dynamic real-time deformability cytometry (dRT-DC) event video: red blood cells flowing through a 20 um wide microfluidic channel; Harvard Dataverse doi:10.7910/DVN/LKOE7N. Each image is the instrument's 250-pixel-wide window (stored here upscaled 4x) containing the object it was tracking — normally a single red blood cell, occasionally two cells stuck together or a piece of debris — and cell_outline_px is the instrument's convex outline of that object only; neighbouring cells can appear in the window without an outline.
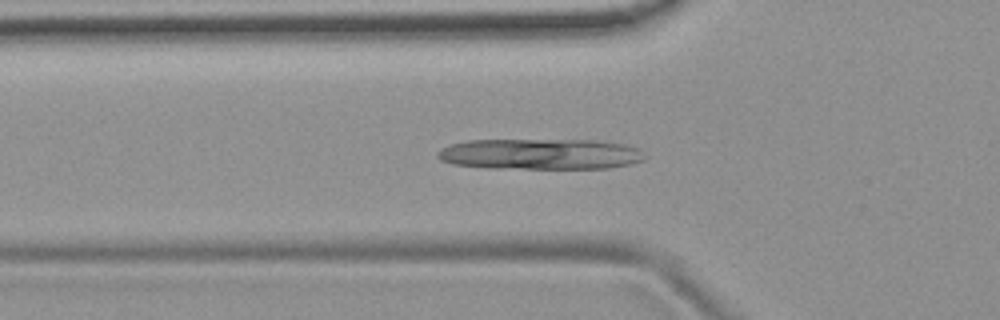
{"species": "common noctule bat (a hibernating species)", "species_latin": "Nyctalus noctula", "temperature_condition": "room temperature", "stored_images_in_passage": 47, "camera_frame_rate_fps": 3000, "um_per_image_px": 0.085, "animal": {"sex": "female", "body_mass_g": 19.9}, "frame": {"image": 1, "passage_image": 12, "time_ms": 3.667, "image_size_px": [1000, 320], "cell_outline_px": [[648, 156], [644, 160], [632, 164], [608, 168], [488, 168], [452, 164], [440, 160], [436, 156], [436, 152], [440, 148], [452, 144], [468, 140], [596, 140], [624, 144], [640, 148]], "centroid_in_image_um": [45.95, 13.09], "position_along_channel_um": 79.8, "area_um2": 37.57}}
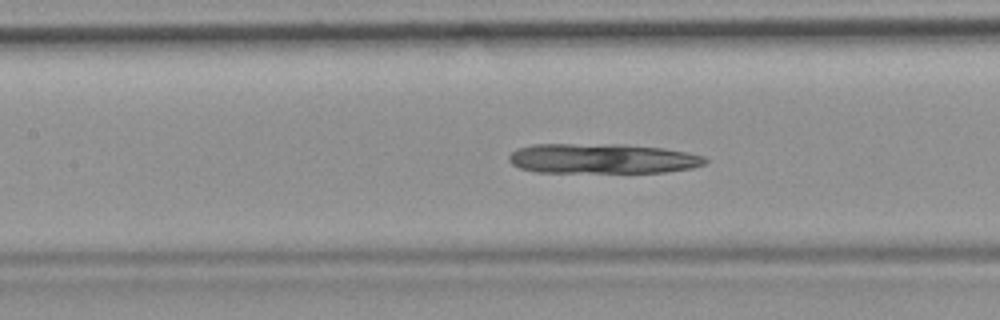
{"frame": {"image": 2, "passage_image": 18, "time_ms": 5.667, "image_size_px": [1000, 320], "cell_outline_px": [[708, 160], [704, 164], [692, 168], [668, 172], [536, 172], [520, 168], [512, 164], [508, 160], [508, 156], [516, 148], [532, 144], [624, 144], [664, 148], [688, 152], [704, 156]], "centroid_in_image_um": [51.2, 13.47], "position_along_channel_um": 156.2, "area_um2": 34.56}}
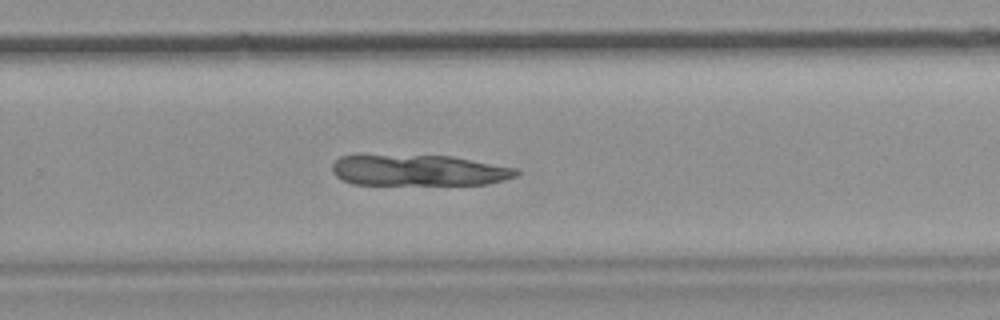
{"frame": {"image": 3, "passage_image": 29, "time_ms": 9.333, "image_size_px": [1000, 320], "cell_outline_px": [[520, 172], [516, 176], [504, 180], [488, 184], [352, 184], [340, 180], [332, 172], [332, 164], [340, 156], [452, 156], [516, 168]], "centroid_in_image_um": [35.6, 14.49], "position_along_channel_um": 294.2, "area_um2": 32.95}}